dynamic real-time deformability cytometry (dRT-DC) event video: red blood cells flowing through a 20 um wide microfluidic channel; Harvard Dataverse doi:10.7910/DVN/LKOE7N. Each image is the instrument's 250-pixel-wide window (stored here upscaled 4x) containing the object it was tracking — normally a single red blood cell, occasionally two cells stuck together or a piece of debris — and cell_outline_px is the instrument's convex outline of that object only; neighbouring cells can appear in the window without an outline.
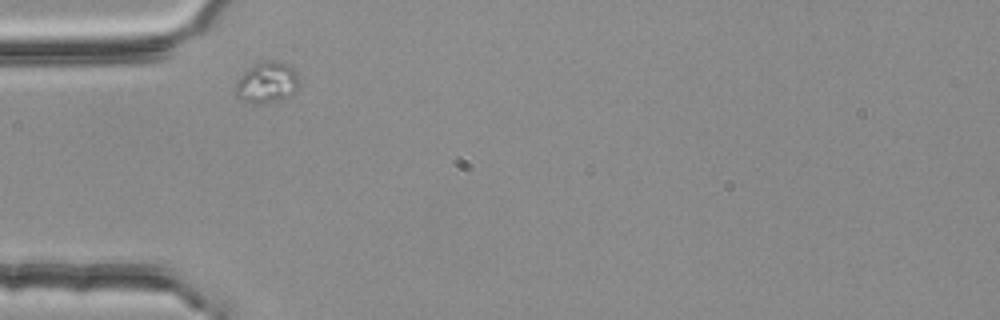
{"species": "common noctule bat (a hibernating species)", "species_latin": "Nyctalus noctula", "temperature_condition": "room temperature", "stored_images_in_passage": 3, "camera_frame_rate_fps": 3000, "um_per_image_px": 0.085, "animal": {"sex": "female", "body_mass_g": 25.1}, "frame": {"image": 1, "passage_image": 1, "time_ms": 0.0, "image_size_px": [1000, 320], "cell_outline_px": [[300, 76], [296, 92], [284, 100], [268, 104], [240, 100], [236, 96], [236, 84], [240, 76], [248, 68], [264, 60], [272, 60], [288, 64]], "centroid_in_image_um": [22.73, 7.03], "position_along_channel_um": 62.3, "area_um2": 15.43}}